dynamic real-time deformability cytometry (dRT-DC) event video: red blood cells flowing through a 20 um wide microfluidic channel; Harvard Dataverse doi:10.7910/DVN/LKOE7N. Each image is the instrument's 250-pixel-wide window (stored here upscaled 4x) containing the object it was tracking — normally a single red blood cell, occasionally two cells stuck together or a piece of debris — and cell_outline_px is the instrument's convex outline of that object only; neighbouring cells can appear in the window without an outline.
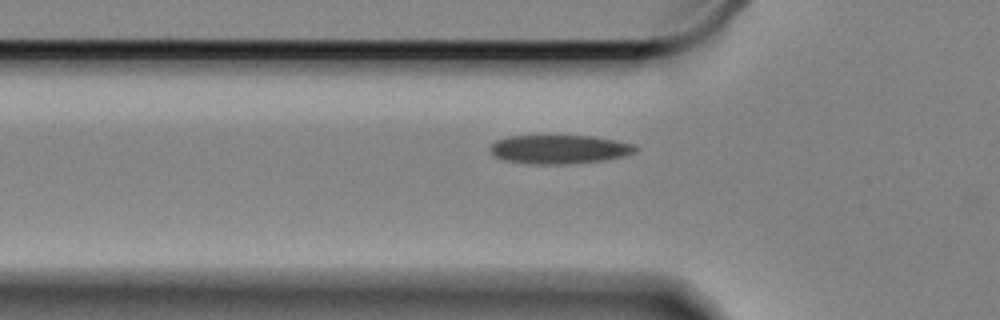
{"species": "Egyptian fruit bat (a non-hibernating species)", "species_latin": "Rousettus aegyptiacus", "temperature_condition": "cold", "stored_images_in_passage": 39, "camera_frame_rate_fps": 3000, "um_per_image_px": 0.085, "animal": {"sex": "female"}, "frame": {"image": 1, "passage_image": 5, "time_ms": 1.333, "image_size_px": [1000, 320], "cell_outline_px": [[640, 148], [636, 152], [624, 156], [604, 160], [564, 164], [536, 164], [504, 160], [492, 156], [488, 148], [496, 140], [508, 136], [592, 136], [616, 140], [636, 144]], "centroid_in_image_um": [47.56, 12.69], "position_along_channel_um": 78.2, "area_um2": 24.57}}
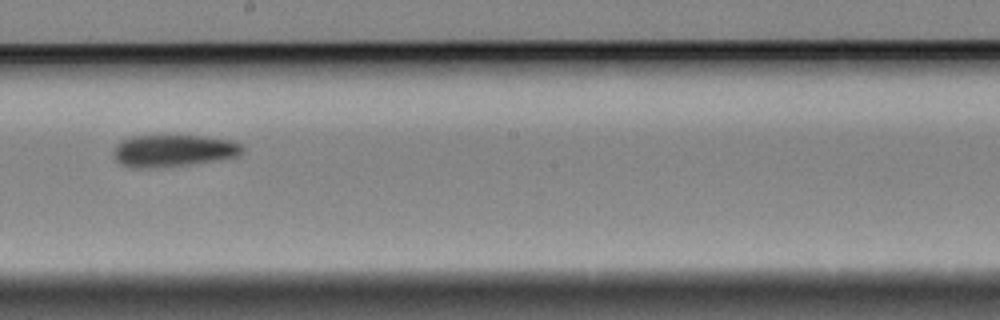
{"frame": {"image": 2, "passage_image": 19, "time_ms": 6.0, "image_size_px": [1000, 320], "cell_outline_px": [[244, 152], [240, 156], [220, 160], [188, 164], [148, 168], [136, 168], [120, 164], [116, 160], [116, 144], [120, 140], [132, 136], [200, 136], [228, 140], [240, 144], [244, 148]], "centroid_in_image_um": [14.77, 12.81], "position_along_channel_um": 233.4, "area_um2": 23.81}}
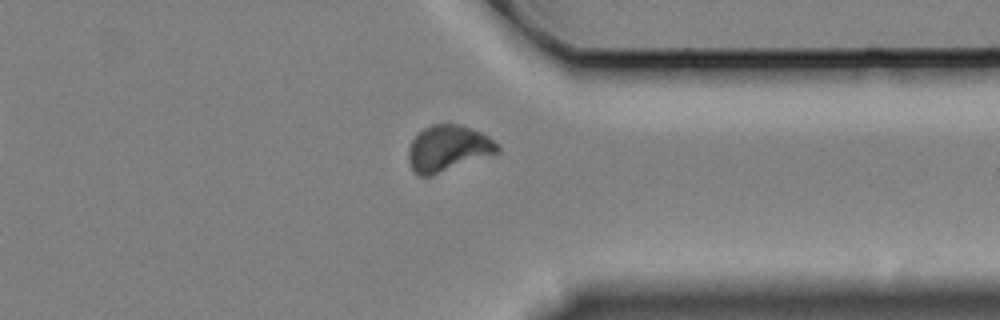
{"frame": {"image": 3, "passage_image": 32, "time_ms": 10.333, "image_size_px": [1000, 320], "cell_outline_px": [[500, 152], [428, 176], [420, 176], [412, 168], [408, 160], [408, 148], [412, 140], [424, 128], [432, 124], [460, 124], [480, 132], [488, 136], [500, 148]], "centroid_in_image_um": [38.07, 12.59], "position_along_channel_um": 373.3, "area_um2": 23.47}}